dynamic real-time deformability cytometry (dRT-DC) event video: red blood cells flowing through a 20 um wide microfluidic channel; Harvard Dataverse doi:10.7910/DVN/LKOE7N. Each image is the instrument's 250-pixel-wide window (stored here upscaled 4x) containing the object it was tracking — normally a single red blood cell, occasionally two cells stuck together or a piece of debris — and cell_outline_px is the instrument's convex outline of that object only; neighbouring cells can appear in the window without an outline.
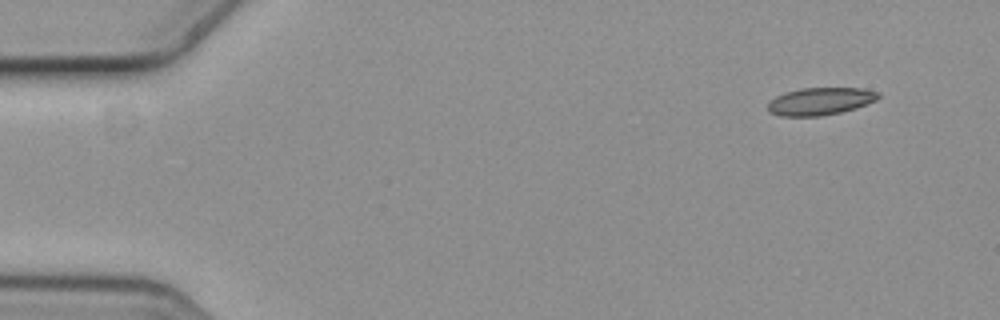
{"species": "common noctule bat (a hibernating species)", "species_latin": "Nyctalus noctula", "temperature_condition": "cold", "stored_images_in_passage": 6, "camera_frame_rate_fps": 3000, "um_per_image_px": 0.085, "animal": {"sex": "female", "body_mass_g": 19.3, "forearm_length_mm": 54.1}, "frame": {"image": 1, "passage_image": 1, "time_ms": 0.0, "image_size_px": [1000, 320], "cell_outline_px": [[880, 96], [876, 100], [856, 108], [840, 112], [820, 116], [780, 116], [768, 112], [768, 100], [784, 92], [800, 88], [864, 88], [880, 92]], "centroid_in_image_um": [69.7, 8.6], "position_along_channel_um": 15.3, "area_um2": 17.86}}
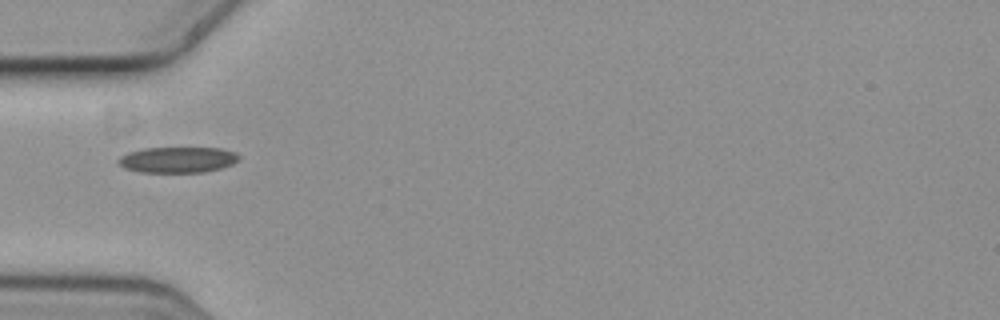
{"frame": {"image": 2, "passage_image": 5, "time_ms": 1.333, "image_size_px": [1000, 320], "cell_outline_px": [[240, 160], [232, 164], [220, 168], [204, 172], [140, 172], [124, 168], [116, 164], [116, 160], [120, 156], [128, 152], [144, 148], [220, 148], [236, 152], [240, 156]], "centroid_in_image_um": [15.07, 13.58], "position_along_channel_um": 69.9, "area_um2": 18.32}}
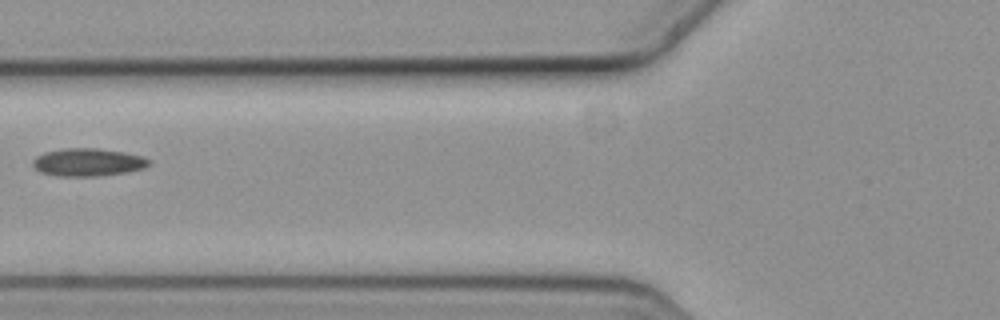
{"frame": {"image": 3, "passage_image": 6, "time_ms": 1.667, "image_size_px": [1000, 320], "cell_outline_px": [[152, 164], [144, 168], [124, 172], [100, 176], [60, 176], [40, 172], [32, 164], [32, 160], [36, 156], [44, 152], [64, 148], [100, 148], [124, 152], [144, 156], [152, 160]], "centroid_in_image_um": [7.51, 13.78], "position_along_channel_um": 118.3, "area_um2": 19.02}}